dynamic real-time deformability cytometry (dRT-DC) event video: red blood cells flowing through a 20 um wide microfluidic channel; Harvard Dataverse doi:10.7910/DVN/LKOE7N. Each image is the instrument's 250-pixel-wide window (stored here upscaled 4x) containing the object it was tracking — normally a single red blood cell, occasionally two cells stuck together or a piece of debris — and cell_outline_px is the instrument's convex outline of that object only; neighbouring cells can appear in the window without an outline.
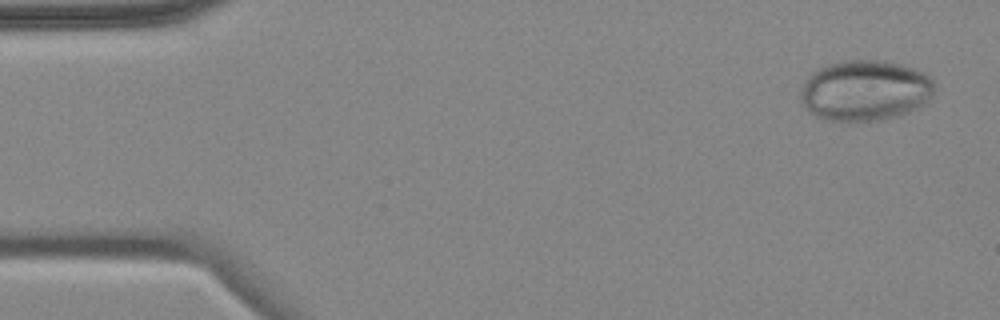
{"species": "common noctule bat (a hibernating species)", "species_latin": "Nyctalus noctula", "temperature_condition": "cold", "stored_images_in_passage": 9, "camera_frame_rate_fps": 3000, "um_per_image_px": 0.085, "animal": {"sex": "female", "body_mass_g": 18.4}, "frame": {"image": 1, "passage_image": 1, "time_ms": 0.0, "image_size_px": [1000, 320], "cell_outline_px": [[936, 84], [932, 92], [916, 108], [900, 116], [884, 120], [852, 124], [848, 124], [824, 120], [808, 112], [800, 100], [800, 88], [808, 76], [812, 72], [828, 64], [844, 60], [884, 60], [900, 64], [912, 68], [928, 76]], "centroid_in_image_um": [73.45, 7.74], "position_along_channel_um": 11.6, "area_um2": 48.09}}
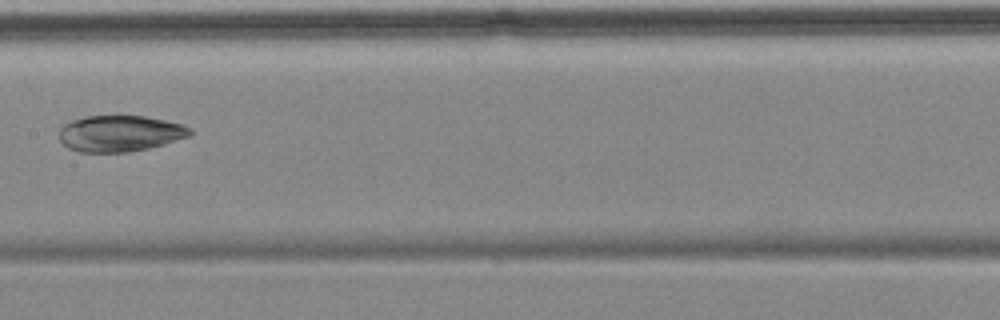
{"frame": {"image": 2, "passage_image": 8, "time_ms": 8.333, "image_size_px": [1000, 320], "cell_outline_px": [[192, 136], [148, 148], [128, 152], [80, 152], [68, 148], [60, 140], [60, 128], [64, 124], [72, 120], [84, 116], [144, 116], [184, 124], [192, 128]], "centroid_in_image_um": [10.22, 11.34], "position_along_channel_um": 197.2, "area_um2": 27.69}}
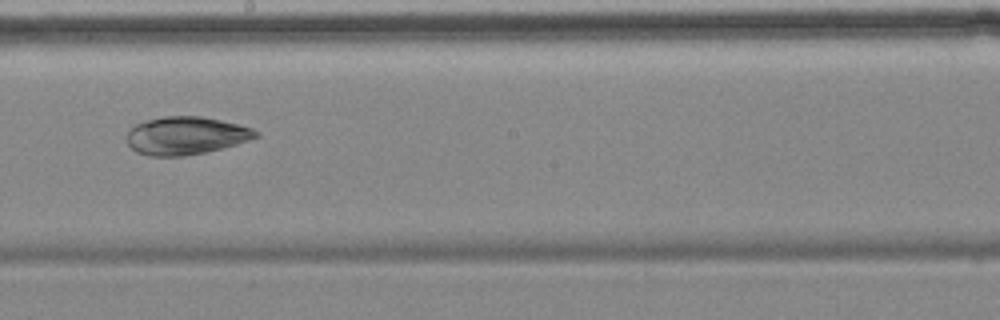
{"frame": {"image": 3, "passage_image": 9, "time_ms": 9.333, "image_size_px": [1000, 320], "cell_outline_px": [[260, 136], [236, 144], [204, 152], [184, 156], [148, 156], [136, 152], [128, 144], [128, 132], [136, 124], [148, 120], [164, 116], [200, 116], [220, 120], [252, 128], [260, 132]], "centroid_in_image_um": [15.81, 11.53], "position_along_channel_um": 232.4, "area_um2": 28.21}}